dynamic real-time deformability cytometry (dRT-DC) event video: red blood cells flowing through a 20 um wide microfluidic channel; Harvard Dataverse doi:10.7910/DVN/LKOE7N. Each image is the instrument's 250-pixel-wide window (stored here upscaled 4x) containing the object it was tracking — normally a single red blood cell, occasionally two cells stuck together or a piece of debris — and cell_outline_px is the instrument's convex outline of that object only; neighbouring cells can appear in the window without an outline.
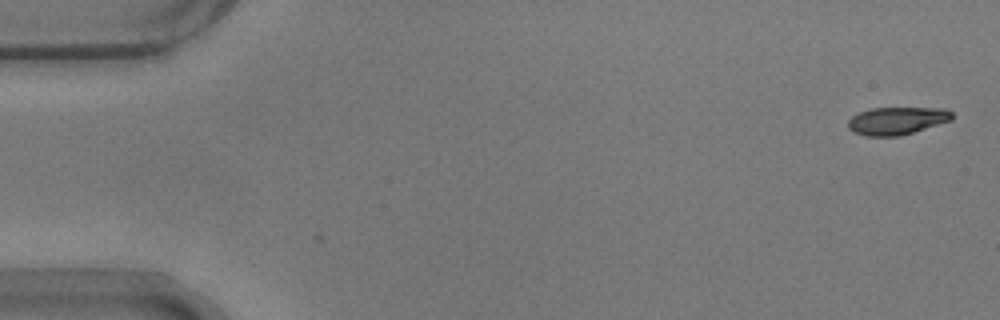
{"species": "common noctule bat (a hibernating species)", "species_latin": "Nyctalus noctula", "temperature_condition": "warm", "stored_images_in_passage": 4, "camera_frame_rate_fps": 3000, "um_per_image_px": 0.085, "animal": {"sex": "male", "body_mass_g": 17.9}, "frame": {"image": 1, "passage_image": 4, "time_ms": 1.0, "image_size_px": [1000, 320], "cell_outline_px": [[952, 120], [900, 136], [868, 136], [852, 132], [848, 128], [848, 120], [852, 116], [860, 112], [872, 108], [944, 108], [952, 112]], "centroid_in_image_um": [76.22, 10.26], "position_along_channel_um": 8.8, "area_um2": 16.7}}